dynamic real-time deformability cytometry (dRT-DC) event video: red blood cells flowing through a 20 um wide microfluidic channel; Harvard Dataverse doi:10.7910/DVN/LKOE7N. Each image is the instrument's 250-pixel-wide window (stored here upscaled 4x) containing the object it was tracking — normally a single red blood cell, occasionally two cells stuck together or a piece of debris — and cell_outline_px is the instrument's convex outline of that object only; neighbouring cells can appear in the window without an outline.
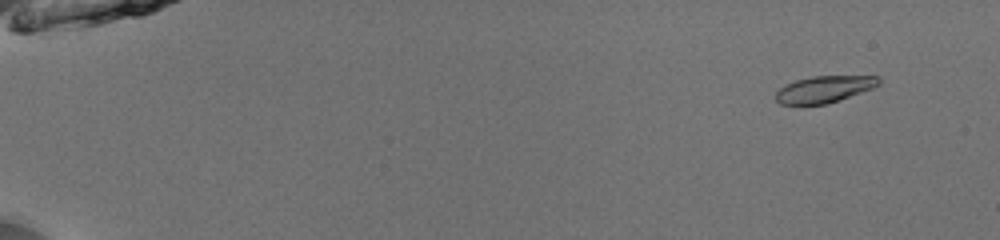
{"species": "common noctule bat (a hibernating species)", "species_latin": "Nyctalus noctula", "temperature_condition": "room temperature", "stored_images_in_passage": 53, "camera_frame_rate_fps": 3000, "um_per_image_px": 0.085, "animal": {"sex": "male", "body_mass_g": 13.0, "forearm_length_mm": 53.1}, "frame": {"image": 1, "passage_image": 5, "time_ms": 1.333, "image_size_px": [1000, 240], "cell_outline_px": [[880, 84], [872, 88], [824, 104], [780, 104], [776, 100], [776, 92], [780, 88], [796, 80], [812, 76], [876, 76], [880, 80]], "centroid_in_image_um": [70.03, 7.57], "position_along_channel_um": 15.0, "area_um2": 15.55}}
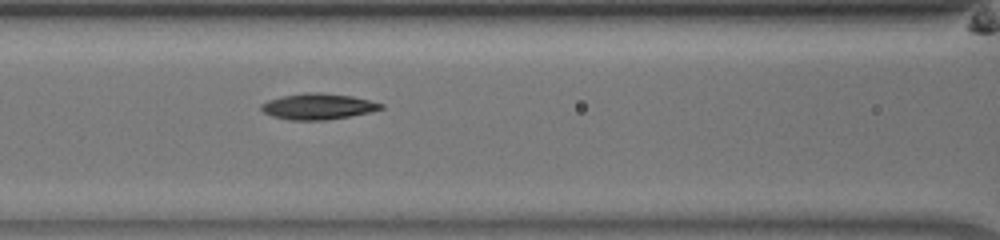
{"frame": {"image": 2, "passage_image": 26, "time_ms": 8.333, "image_size_px": [1000, 240], "cell_outline_px": [[384, 108], [368, 112], [328, 120], [288, 120], [272, 116], [264, 112], [260, 108], [260, 104], [268, 100], [280, 96], [304, 92], [320, 92], [352, 96], [384, 104]], "centroid_in_image_um": [26.98, 9.04], "position_along_channel_um": 139.6, "area_um2": 18.15}}
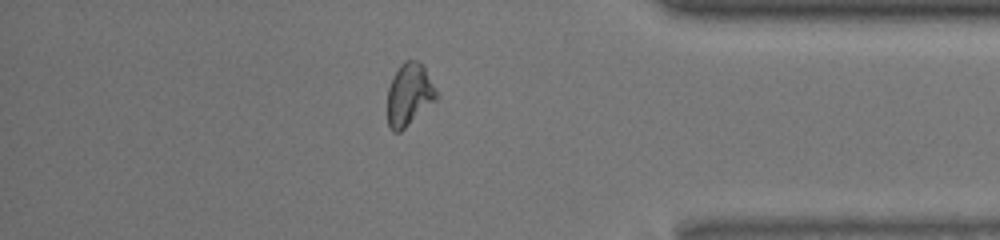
{"frame": {"image": 3, "passage_image": 47, "time_ms": 15.333, "image_size_px": [1000, 240], "cell_outline_px": [[436, 100], [400, 132], [392, 132], [388, 124], [388, 88], [400, 64], [404, 60], [416, 60], [424, 68], [436, 88]], "centroid_in_image_um": [34.77, 8.05], "position_along_channel_um": 400.4, "area_um2": 17.46}, "authors_computed_cell_mechanics": {"area_um2": 17.3978, "velocity_mm_per_s": 3.9612, "shape_relaxation_time_tau1_ms": 5.0885, "shape_relaxation_time_tau2_ms": 6.9179, "deformation_change_tau1": 0.156, "deformation_change_tau2": 0.1386}}